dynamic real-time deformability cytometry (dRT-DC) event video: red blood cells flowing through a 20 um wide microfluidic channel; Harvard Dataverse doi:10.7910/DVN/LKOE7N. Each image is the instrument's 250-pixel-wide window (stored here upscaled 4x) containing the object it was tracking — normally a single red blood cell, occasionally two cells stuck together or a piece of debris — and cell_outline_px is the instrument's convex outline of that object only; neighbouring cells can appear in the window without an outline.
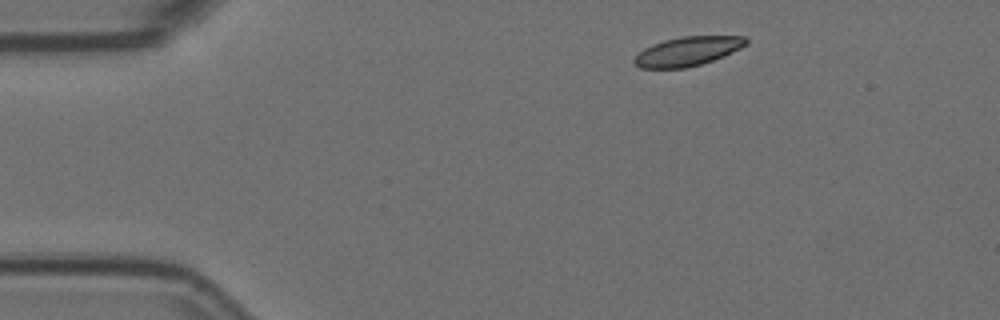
{"species": "Egyptian fruit bat (a non-hibernating species)", "species_latin": "Rousettus aegyptiacus", "temperature_condition": "room temperature", "stored_images_in_passage": 3, "camera_frame_rate_fps": 3000, "um_per_image_px": 0.085, "animal": {"sex": "female"}, "frame": {"image": 1, "passage_image": 1, "time_ms": 0.0, "image_size_px": [1000, 320], "cell_outline_px": [[748, 44], [724, 56], [700, 64], [684, 68], [640, 68], [632, 60], [644, 48], [652, 44], [664, 40], [680, 36], [744, 36], [748, 40]], "centroid_in_image_um": [58.45, 4.35], "position_along_channel_um": 26.5, "area_um2": 18.9}}